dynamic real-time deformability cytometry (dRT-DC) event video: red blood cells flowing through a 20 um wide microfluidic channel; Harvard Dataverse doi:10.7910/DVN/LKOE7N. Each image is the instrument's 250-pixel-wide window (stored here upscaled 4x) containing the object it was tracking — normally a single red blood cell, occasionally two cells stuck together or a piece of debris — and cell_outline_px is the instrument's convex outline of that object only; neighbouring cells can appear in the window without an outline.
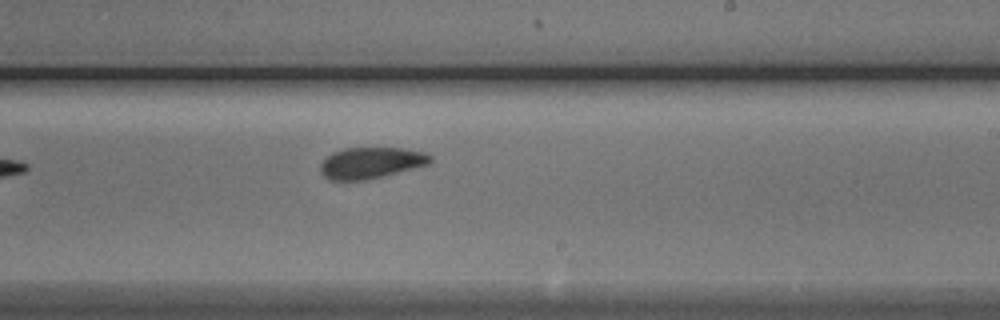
{"species": "Egyptian fruit bat (a non-hibernating species)", "species_latin": "Rousettus aegyptiacus", "temperature_condition": "cold", "stored_images_in_passage": 6, "camera_frame_rate_fps": 3000, "um_per_image_px": 0.085, "animal": {"sex": "male"}, "frame": {"image": 1, "passage_image": 6, "time_ms": 6.0, "image_size_px": [1000, 320], "cell_outline_px": [[432, 160], [428, 164], [364, 180], [328, 180], [320, 172], [320, 164], [332, 152], [344, 148], [400, 148], [424, 152], [432, 156]], "centroid_in_image_um": [31.49, 13.83], "position_along_channel_um": 257.5, "area_um2": 19.71}}